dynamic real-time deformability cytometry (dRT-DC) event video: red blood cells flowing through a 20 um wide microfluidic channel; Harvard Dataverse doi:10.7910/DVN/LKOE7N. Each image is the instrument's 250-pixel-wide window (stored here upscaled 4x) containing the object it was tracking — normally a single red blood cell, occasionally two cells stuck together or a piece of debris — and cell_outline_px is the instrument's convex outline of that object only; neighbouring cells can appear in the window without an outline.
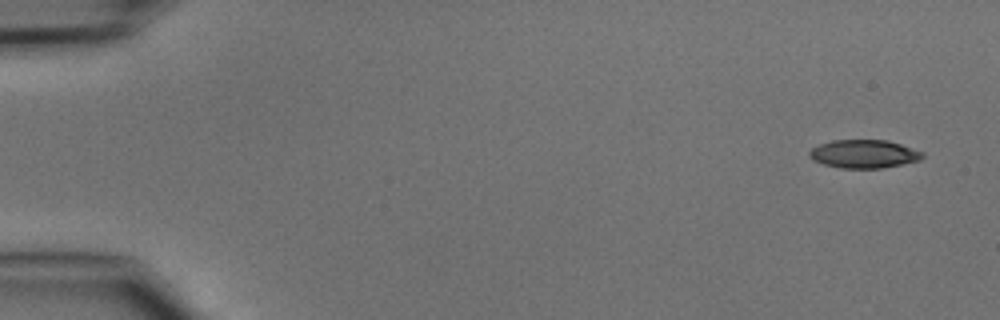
{"species": "common noctule bat (a hibernating species)", "species_latin": "Nyctalus noctula", "temperature_condition": "cold", "stored_images_in_passage": 18, "camera_frame_rate_fps": 3000, "um_per_image_px": 0.085, "animal": {"sex": "male", "body_mass_g": 15.6}, "frame": {"image": 1, "passage_image": 1, "time_ms": 0.0, "image_size_px": [1000, 320], "cell_outline_px": [[924, 156], [920, 160], [884, 168], [840, 168], [824, 164], [812, 160], [808, 156], [808, 152], [812, 148], [820, 144], [832, 140], [888, 140], [924, 152]], "centroid_in_image_um": [73.43, 13.08], "position_along_channel_um": 11.6, "area_um2": 18.73}}
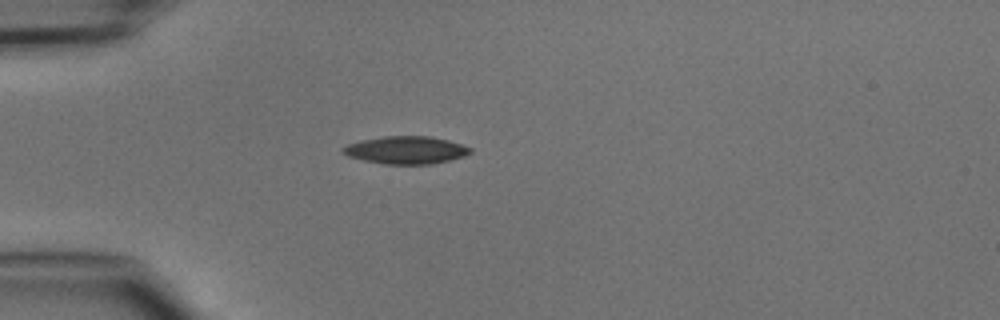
{"frame": {"image": 2, "passage_image": 12, "time_ms": 3.667, "image_size_px": [1000, 320], "cell_outline_px": [[472, 152], [464, 156], [432, 164], [384, 164], [364, 160], [348, 156], [340, 152], [340, 148], [348, 144], [360, 140], [384, 136], [428, 136], [448, 140], [472, 148]], "centroid_in_image_um": [34.47, 12.75], "position_along_channel_um": 50.5, "area_um2": 20.52}}